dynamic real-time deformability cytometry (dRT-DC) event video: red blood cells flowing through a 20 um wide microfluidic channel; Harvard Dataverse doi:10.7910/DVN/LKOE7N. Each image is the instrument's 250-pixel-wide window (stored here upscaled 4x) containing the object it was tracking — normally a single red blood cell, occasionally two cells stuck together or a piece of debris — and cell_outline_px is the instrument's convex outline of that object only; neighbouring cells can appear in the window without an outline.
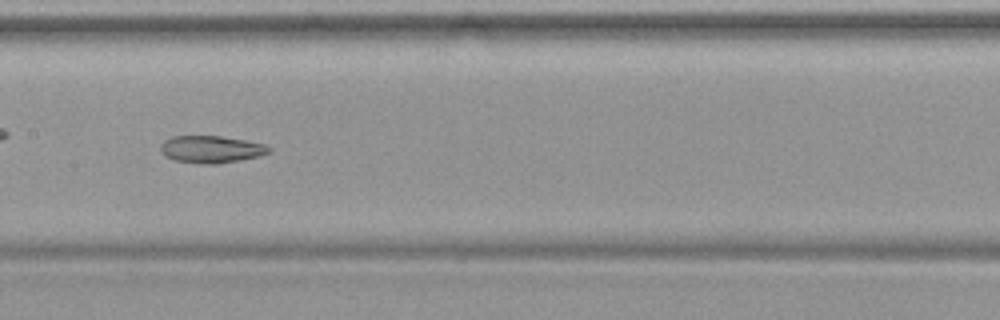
{"species": "common noctule bat (a hibernating species)", "species_latin": "Nyctalus noctula", "temperature_condition": "warm", "stored_images_in_passage": 35, "camera_frame_rate_fps": 3000, "um_per_image_px": 0.085, "animal": {"sex": "female", "body_mass_g": 19.9}, "frame": {"image": 1, "passage_image": 11, "time_ms": 3.333, "image_size_px": [1000, 320], "cell_outline_px": [[272, 152], [260, 156], [220, 164], [200, 164], [176, 160], [164, 156], [160, 152], [160, 144], [164, 140], [172, 136], [220, 136], [244, 140], [264, 144], [272, 148]], "centroid_in_image_um": [17.95, 12.7], "position_along_channel_um": 189.5, "area_um2": 17.4}}
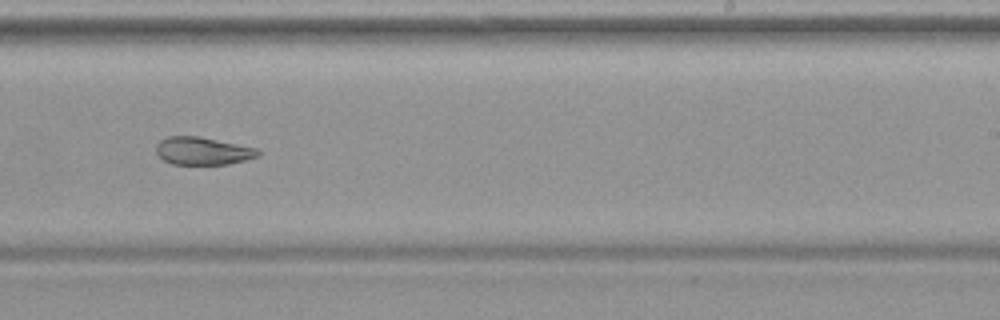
{"frame": {"image": 2, "passage_image": 17, "time_ms": 5.333, "image_size_px": [1000, 320], "cell_outline_px": [[260, 156], [228, 164], [172, 164], [164, 160], [156, 152], [156, 144], [160, 140], [168, 136], [200, 136], [256, 148], [260, 152]], "centroid_in_image_um": [17.22, 12.82], "position_along_channel_um": 271.8, "area_um2": 16.42}}
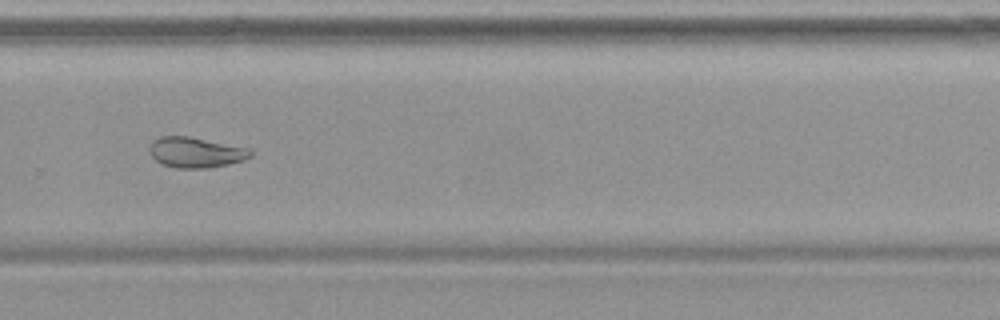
{"frame": {"image": 3, "passage_image": 20, "time_ms": 6.333, "image_size_px": [1000, 320], "cell_outline_px": [[252, 156], [244, 160], [228, 164], [208, 168], [176, 168], [164, 164], [156, 160], [152, 156], [148, 148], [152, 140], [160, 136], [188, 136], [248, 148], [252, 152]], "centroid_in_image_um": [16.62, 12.95], "position_along_channel_um": 313.2, "area_um2": 17.86}}